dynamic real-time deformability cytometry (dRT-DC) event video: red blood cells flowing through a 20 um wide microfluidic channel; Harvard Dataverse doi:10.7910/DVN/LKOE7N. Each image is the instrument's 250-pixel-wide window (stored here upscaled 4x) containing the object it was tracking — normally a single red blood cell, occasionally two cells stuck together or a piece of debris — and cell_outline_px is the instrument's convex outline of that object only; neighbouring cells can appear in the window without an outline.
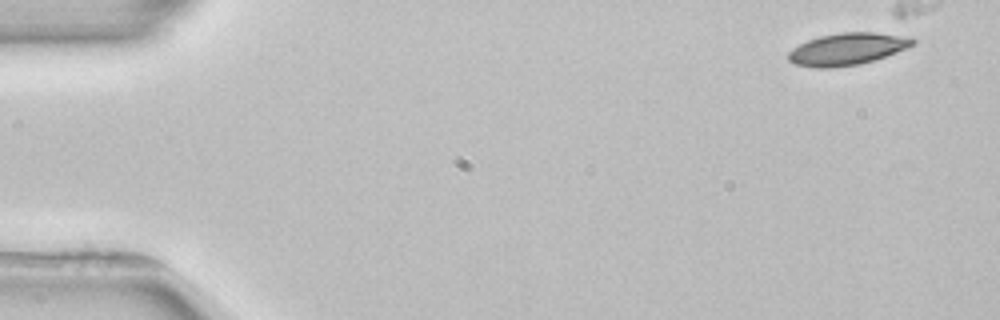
{"species": "common noctule bat (a hibernating species)", "species_latin": "Nyctalus noctula", "temperature_condition": "room temperature", "stored_images_in_passage": 4, "camera_frame_rate_fps": 3000, "um_per_image_px": 0.085, "animal": {"sex": "female", "body_mass_g": 22.7, "forearm_length_mm": 54.2}, "frame": {"image": 1, "passage_image": 1, "time_ms": 0.0, "image_size_px": [1000, 320], "cell_outline_px": [[916, 44], [908, 48], [860, 64], [828, 68], [816, 68], [796, 64], [788, 60], [788, 52], [792, 48], [808, 40], [820, 36], [840, 32], [876, 32], [912, 36], [916, 40]], "centroid_in_image_um": [72.06, 4.15], "position_along_channel_um": 12.9, "area_um2": 23.35}}
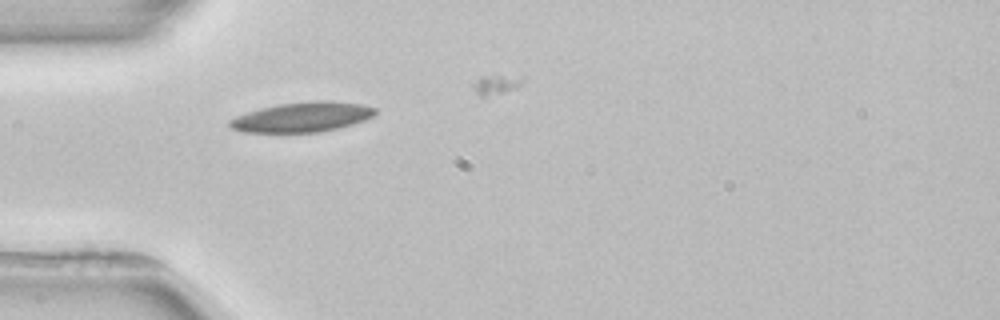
{"frame": {"image": 2, "passage_image": 4, "time_ms": 4.333, "image_size_px": [1000, 320], "cell_outline_px": [[376, 112], [372, 116], [364, 120], [352, 124], [320, 132], [240, 132], [232, 128], [228, 124], [228, 120], [236, 116], [260, 108], [280, 104], [312, 100], [328, 100], [360, 104], [376, 108]], "centroid_in_image_um": [25.66, 9.94], "position_along_channel_um": 59.3, "area_um2": 25.2}}